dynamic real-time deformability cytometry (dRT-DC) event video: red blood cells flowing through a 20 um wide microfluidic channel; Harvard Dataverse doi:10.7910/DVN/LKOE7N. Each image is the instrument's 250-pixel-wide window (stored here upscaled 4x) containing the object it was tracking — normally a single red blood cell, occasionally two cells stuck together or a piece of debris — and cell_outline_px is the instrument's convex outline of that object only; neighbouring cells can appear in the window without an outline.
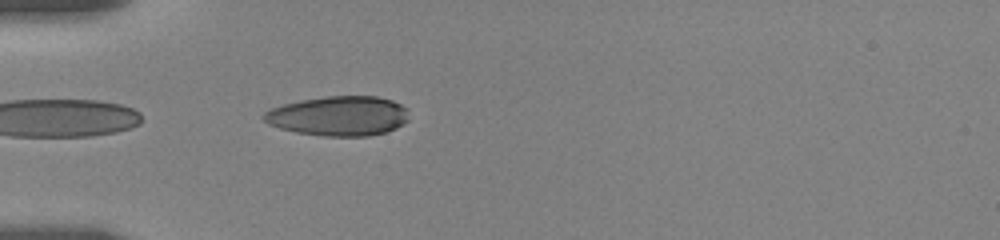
{"species": "human", "species_latin": "Homo sapiens", "temperature_condition": "room temperature", "stored_images_in_passage": 53, "camera_frame_rate_fps": 3000, "um_per_image_px": 0.085, "donor": {"sex": "female"}, "frame": {"image": 1, "passage_image": 2, "time_ms": 0.333, "image_size_px": [1000, 240], "cell_outline_px": [[408, 120], [404, 124], [396, 128], [384, 132], [368, 136], [324, 136], [296, 132], [280, 128], [268, 124], [260, 116], [264, 112], [272, 108], [284, 104], [300, 100], [328, 96], [376, 96], [392, 100], [408, 108]], "centroid_in_image_um": [28.79, 9.85], "position_along_channel_um": 56.2, "area_um2": 33.7}}
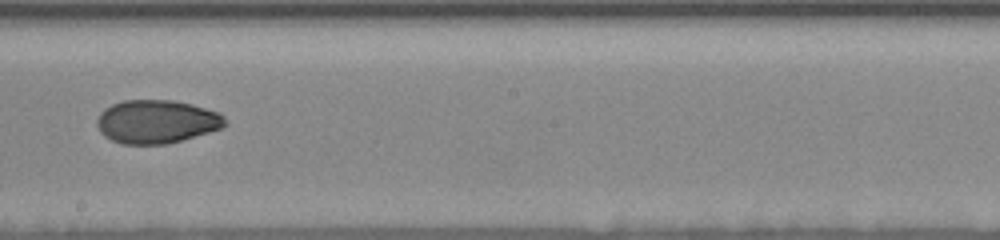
{"frame": {"image": 2, "passage_image": 22, "time_ms": 5.667, "image_size_px": [1000, 240], "cell_outline_px": [[228, 124], [220, 128], [208, 132], [168, 144], [120, 144], [104, 136], [100, 132], [96, 124], [96, 120], [100, 112], [104, 108], [112, 104], [124, 100], [172, 100], [192, 104], [220, 112], [228, 120]], "centroid_in_image_um": [13.3, 10.33], "position_along_channel_um": 234.9, "area_um2": 32.66}}
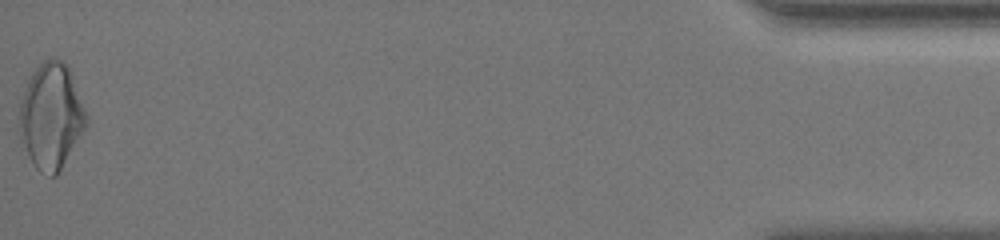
{"frame": {"image": 3, "passage_image": 52, "time_ms": 13.667, "image_size_px": [1000, 240], "cell_outline_px": [[88, 120], [84, 128], [56, 176], [48, 176], [40, 172], [32, 164], [20, 140], [20, 104], [28, 80], [32, 72], [44, 60], [52, 56], [68, 64], [88, 116]], "centroid_in_image_um": [4.34, 9.85], "position_along_channel_um": 430.9, "area_um2": 40.92}, "authors_computed_cell_mechanics": {"area_um2": 33.4084, "velocity_mm_per_s": 3.527, "shape_relaxation_time_tau1_ms": 7.0498, "shape_relaxation_time_tau2_ms": 4.6517, "deformation_change_tau1": 0.184, "deformation_change_tau2": 0.0491}}